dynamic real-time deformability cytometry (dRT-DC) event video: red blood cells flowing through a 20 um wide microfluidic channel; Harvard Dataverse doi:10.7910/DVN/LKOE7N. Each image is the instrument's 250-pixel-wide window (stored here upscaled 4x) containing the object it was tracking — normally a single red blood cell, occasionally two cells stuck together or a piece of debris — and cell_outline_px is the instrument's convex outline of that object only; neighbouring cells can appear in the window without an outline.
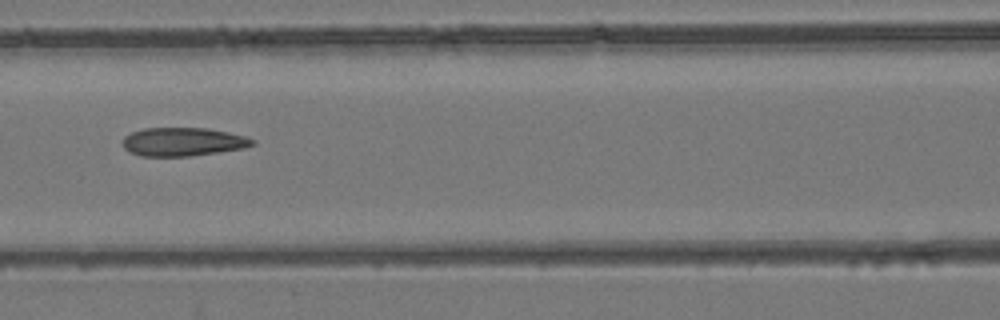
{"species": "common noctule bat (a hibernating species)", "species_latin": "Nyctalus noctula", "temperature_condition": "room temperature", "stored_images_in_passage": 6, "camera_frame_rate_fps": 3000, "um_per_image_px": 0.085, "animal": {"sex": "female", "body_mass_g": 24.6, "forearm_length_mm": 56.2}, "frame": {"image": 1, "passage_image": 6, "time_ms": 5.667, "image_size_px": [1000, 320], "cell_outline_px": [[256, 144], [244, 148], [220, 152], [188, 156], [140, 156], [128, 152], [124, 148], [124, 136], [132, 132], [144, 128], [208, 128], [248, 136], [256, 140]], "centroid_in_image_um": [15.6, 12.05], "position_along_channel_um": 151.0, "area_um2": 21.73}}